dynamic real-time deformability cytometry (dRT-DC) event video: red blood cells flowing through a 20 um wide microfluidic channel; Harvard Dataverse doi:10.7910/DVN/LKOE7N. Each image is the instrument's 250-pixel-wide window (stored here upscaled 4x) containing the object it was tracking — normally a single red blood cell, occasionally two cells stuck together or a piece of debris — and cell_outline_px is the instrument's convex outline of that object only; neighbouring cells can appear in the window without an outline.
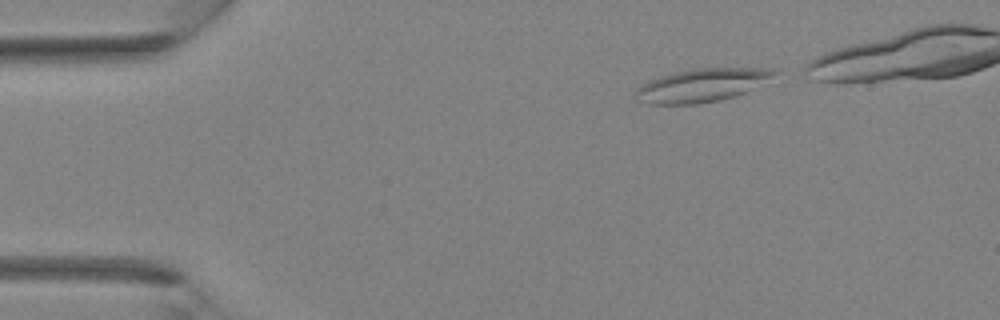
{"species": "Egyptian fruit bat (a non-hibernating species)", "species_latin": "Rousettus aegyptiacus", "temperature_condition": "room temperature", "stored_images_in_passage": 21, "camera_frame_rate_fps": 3000, "um_per_image_px": 0.085, "animal": {"sex": "female"}, "frame": {"image": 1, "passage_image": 1, "time_ms": 0.0, "image_size_px": [1000, 320], "cell_outline_px": [[784, 72], [744, 92], [720, 100], [696, 104], [648, 104], [636, 96], [636, 88], [640, 84], [648, 80], [660, 76], [692, 68], [772, 68]], "centroid_in_image_um": [59.69, 7.22], "position_along_channel_um": 25.3, "area_um2": 26.76}}
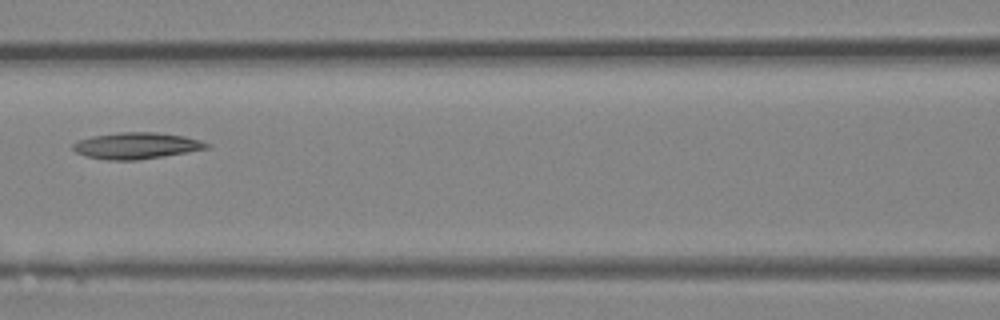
{"frame": {"image": 2, "passage_image": 12, "time_ms": 3.667, "image_size_px": [1000, 320], "cell_outline_px": [[212, 144], [208, 148], [164, 156], [136, 160], [108, 160], [88, 156], [76, 152], [72, 148], [72, 144], [80, 140], [92, 136], [120, 132], [156, 132], [184, 136], [200, 140]], "centroid_in_image_um": [11.62, 12.38], "position_along_channel_um": 155.0, "area_um2": 20.4}}
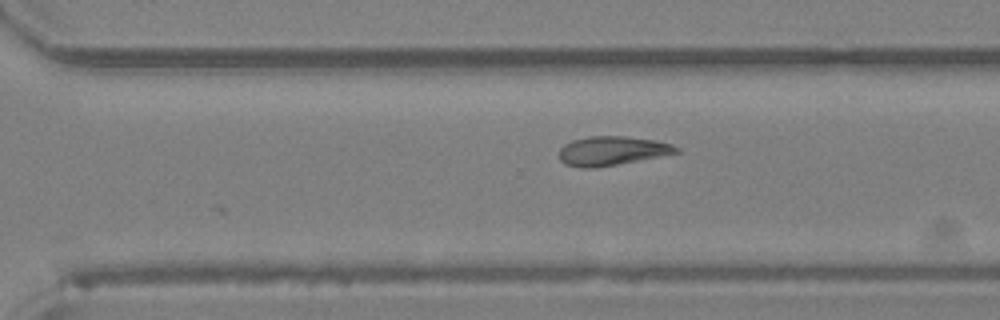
{"frame": {"image": 3, "passage_image": 21, "time_ms": 6.667, "image_size_px": [1000, 320], "cell_outline_px": [[680, 152], [616, 164], [592, 168], [584, 168], [564, 164], [560, 160], [560, 148], [564, 144], [572, 140], [588, 136], [624, 136], [656, 140], [672, 144], [680, 148]], "centroid_in_image_um": [52.01, 12.81], "position_along_channel_um": 318.6, "area_um2": 19.71}}